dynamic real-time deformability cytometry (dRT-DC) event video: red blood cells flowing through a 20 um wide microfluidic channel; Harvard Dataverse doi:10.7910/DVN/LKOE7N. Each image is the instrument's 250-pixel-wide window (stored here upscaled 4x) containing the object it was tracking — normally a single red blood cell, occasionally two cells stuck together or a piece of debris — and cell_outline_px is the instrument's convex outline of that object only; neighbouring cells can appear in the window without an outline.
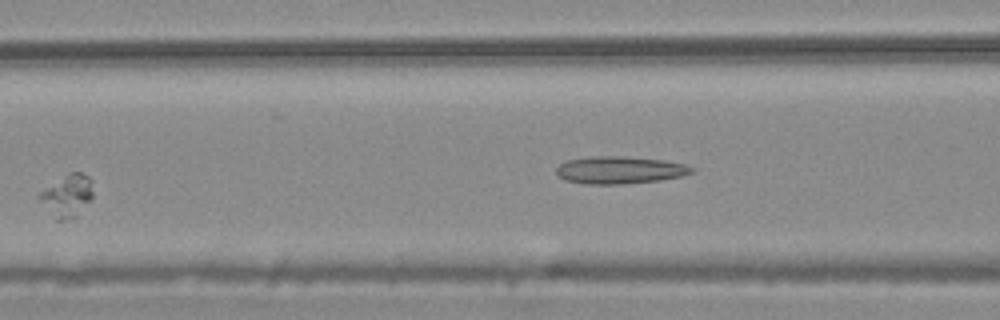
{"species": "common noctule bat (a hibernating species)", "species_latin": "Nyctalus noctula", "temperature_condition": "warm", "stored_images_in_passage": 6, "camera_frame_rate_fps": 3000, "um_per_image_px": 0.085, "animal": {"sex": "male", "body_mass_g": 20.4}, "frame": {"image": 1, "passage_image": 5, "time_ms": 1.333, "image_size_px": [1000, 320], "cell_outline_px": [[92, 196], [76, 216], [60, 220], [56, 220], [36, 196], [40, 192], [68, 172], [80, 172], [88, 176], [92, 180]], "centroid_in_image_um": [5.7, 16.6], "position_along_channel_um": 160.9, "area_um2": 12.89}}